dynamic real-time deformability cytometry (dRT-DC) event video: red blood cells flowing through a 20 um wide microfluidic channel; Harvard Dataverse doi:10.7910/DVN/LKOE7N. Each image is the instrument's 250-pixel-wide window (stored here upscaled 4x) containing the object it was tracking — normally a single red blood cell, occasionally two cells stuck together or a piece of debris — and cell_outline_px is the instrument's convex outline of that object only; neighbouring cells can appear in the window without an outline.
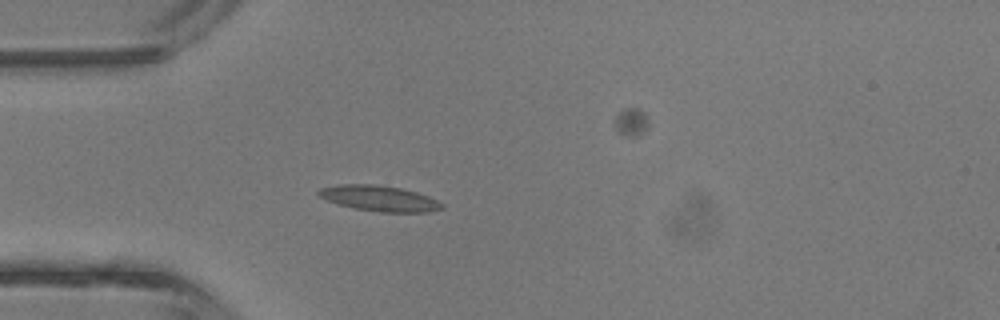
{"species": "common noctule bat (a hibernating species)", "species_latin": "Nyctalus noctula", "temperature_condition": "room temperature", "stored_images_in_passage": 4, "camera_frame_rate_fps": 3000, "um_per_image_px": 0.085, "animal": {"sex": "male", "body_mass_g": 13.3}, "frame": {"image": 1, "passage_image": 3, "time_ms": 3.333, "image_size_px": [1000, 320], "cell_outline_px": [[444, 208], [428, 212], [380, 212], [352, 208], [336, 204], [320, 196], [316, 192], [320, 188], [336, 184], [380, 184], [400, 188], [416, 192], [428, 196], [444, 204]], "centroid_in_image_um": [32.22, 16.86], "position_along_channel_um": 52.8, "area_um2": 18.55}}